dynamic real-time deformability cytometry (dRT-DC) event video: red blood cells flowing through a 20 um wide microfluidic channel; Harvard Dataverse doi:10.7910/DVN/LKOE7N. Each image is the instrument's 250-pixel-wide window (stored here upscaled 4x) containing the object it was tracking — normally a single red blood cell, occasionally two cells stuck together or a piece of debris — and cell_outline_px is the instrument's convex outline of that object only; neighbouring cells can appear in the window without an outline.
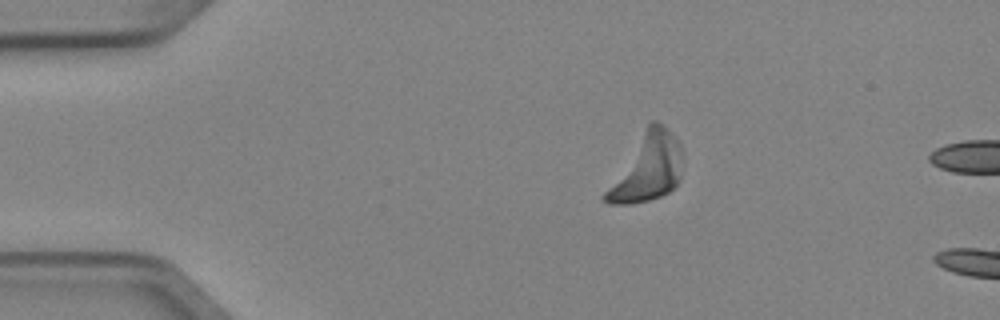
{"species": "Egyptian fruit bat (a non-hibernating species)", "species_latin": "Rousettus aegyptiacus", "temperature_condition": "cold", "stored_images_in_passage": 2, "camera_frame_rate_fps": 3000, "um_per_image_px": 0.085, "animal": {"sex": "female"}, "frame": {"image": 1, "passage_image": 1, "time_ms": 0.0, "image_size_px": [1000, 320], "cell_outline_px": [[684, 156], [680, 180], [668, 192], [660, 196], [648, 200], [632, 204], [608, 204], [600, 200], [600, 196], [648, 124], [652, 120], [656, 120], [664, 124], [680, 144]], "centroid_in_image_um": [55.0, 14.29], "position_along_channel_um": 30.0, "area_um2": 30.4}}